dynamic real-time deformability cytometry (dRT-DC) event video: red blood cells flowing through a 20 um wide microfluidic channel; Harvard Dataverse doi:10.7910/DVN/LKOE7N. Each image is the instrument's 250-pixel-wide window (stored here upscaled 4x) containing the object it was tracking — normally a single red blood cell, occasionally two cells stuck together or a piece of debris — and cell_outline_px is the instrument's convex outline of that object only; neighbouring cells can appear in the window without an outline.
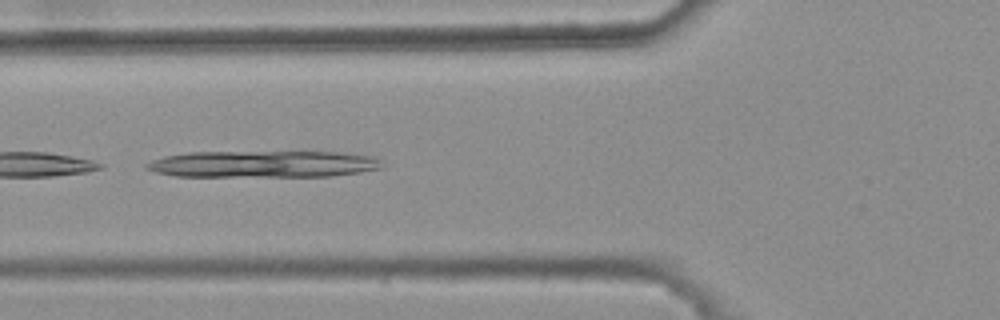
{"species": "common noctule bat (a hibernating species)", "species_latin": "Nyctalus noctula", "temperature_condition": "warm", "stored_images_in_passage": 7, "camera_frame_rate_fps": 3000, "um_per_image_px": 0.085, "animal": {"sex": "female", "body_mass_g": 25.1}, "frame": {"image": 1, "passage_image": 5, "time_ms": 1.333, "image_size_px": [1000, 320], "cell_outline_px": [[380, 168], [360, 172], [332, 176], [176, 176], [156, 172], [144, 168], [144, 164], [152, 160], [164, 156], [188, 152], [340, 152], [372, 156], [380, 160]], "centroid_in_image_um": [22.32, 13.94], "position_along_channel_um": 103.5, "area_um2": 36.59}}
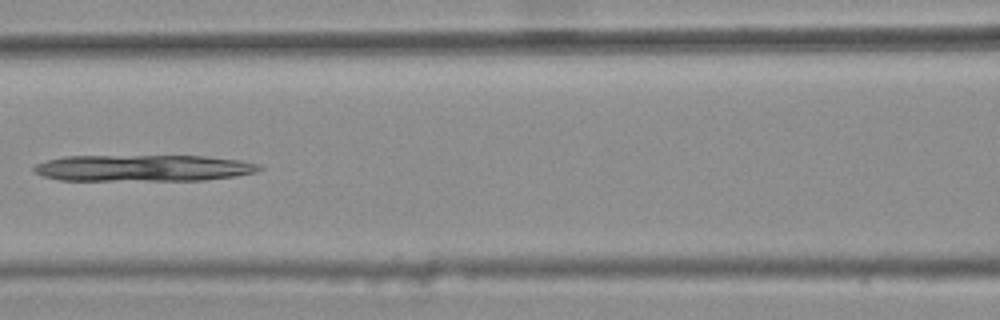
{"frame": {"image": 2, "passage_image": 6, "time_ms": 1.667, "image_size_px": [1000, 320], "cell_outline_px": [[264, 168], [256, 172], [236, 176], [204, 180], [60, 180], [44, 176], [32, 172], [32, 168], [36, 164], [48, 160], [68, 156], [204, 156], [240, 160], [260, 164]], "centroid_in_image_um": [12.2, 14.28], "position_along_channel_um": 154.4, "area_um2": 34.8}}
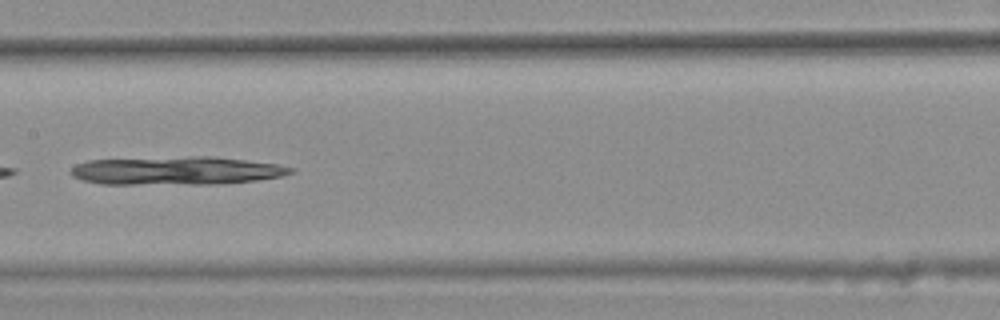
{"frame": {"image": 3, "passage_image": 7, "time_ms": 2.0, "image_size_px": [1000, 320], "cell_outline_px": [[296, 168], [292, 172], [280, 176], [256, 180], [216, 184], [100, 184], [84, 180], [72, 176], [68, 172], [76, 164], [88, 160], [188, 156], [212, 156], [276, 164]], "centroid_in_image_um": [14.95, 14.5], "position_along_channel_um": 192.5, "area_um2": 36.24}}